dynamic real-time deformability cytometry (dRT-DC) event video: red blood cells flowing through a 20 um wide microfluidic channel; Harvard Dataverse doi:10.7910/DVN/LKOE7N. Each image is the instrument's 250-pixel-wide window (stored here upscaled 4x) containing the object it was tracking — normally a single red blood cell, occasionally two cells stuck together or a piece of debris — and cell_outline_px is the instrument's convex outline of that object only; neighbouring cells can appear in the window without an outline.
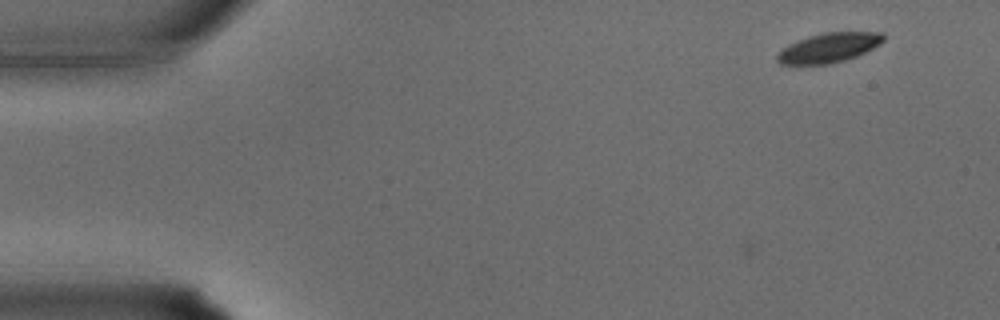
{"species": "common noctule bat (a hibernating species)", "species_latin": "Nyctalus noctula", "temperature_condition": "warm", "stored_images_in_passage": 3, "camera_frame_rate_fps": 3000, "um_per_image_px": 0.085, "animal": {"sex": "male", "body_mass_g": 15.6}, "frame": {"image": 1, "passage_image": 1, "time_ms": 0.0, "image_size_px": [1000, 320], "cell_outline_px": [[884, 40], [880, 44], [856, 56], [844, 60], [828, 64], [780, 64], [776, 60], [776, 56], [784, 48], [808, 36], [824, 32], [880, 32], [884, 36]], "centroid_in_image_um": [70.47, 4.05], "position_along_channel_um": 14.5, "area_um2": 17.92}}